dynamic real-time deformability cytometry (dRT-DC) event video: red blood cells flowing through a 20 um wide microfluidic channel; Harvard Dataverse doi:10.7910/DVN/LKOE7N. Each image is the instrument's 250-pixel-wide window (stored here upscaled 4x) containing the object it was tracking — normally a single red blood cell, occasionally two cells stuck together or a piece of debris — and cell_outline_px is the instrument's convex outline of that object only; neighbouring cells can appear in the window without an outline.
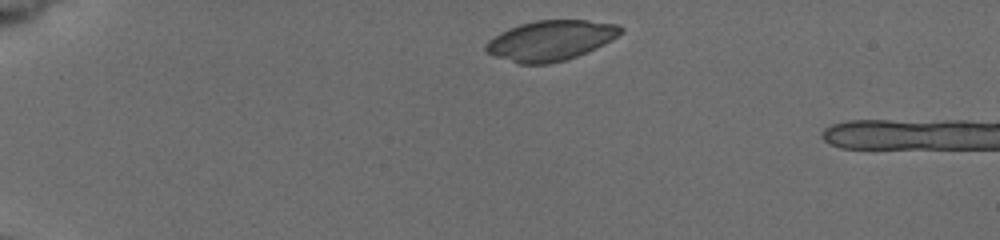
{"species": "common noctule bat (a hibernating species)", "species_latin": "Nyctalus noctula", "temperature_condition": "cold", "stored_images_in_passage": 8, "camera_frame_rate_fps": 3000, "um_per_image_px": 0.085, "animal": {"sex": "female", "body_mass_g": 19.5, "forearm_length_mm": 54.1}, "frame": {"image": 1, "passage_image": 1, "time_ms": 0.0, "image_size_px": [1000, 240], "cell_outline_px": [[624, 32], [612, 40], [596, 48], [576, 56], [564, 60], [548, 64], [520, 64], [496, 56], [488, 52], [484, 48], [484, 44], [488, 40], [500, 32], [508, 28], [520, 24], [536, 20], [588, 20], [620, 24], [624, 28]], "centroid_in_image_um": [46.83, 3.42], "position_along_channel_um": 38.2, "area_um2": 31.62}}